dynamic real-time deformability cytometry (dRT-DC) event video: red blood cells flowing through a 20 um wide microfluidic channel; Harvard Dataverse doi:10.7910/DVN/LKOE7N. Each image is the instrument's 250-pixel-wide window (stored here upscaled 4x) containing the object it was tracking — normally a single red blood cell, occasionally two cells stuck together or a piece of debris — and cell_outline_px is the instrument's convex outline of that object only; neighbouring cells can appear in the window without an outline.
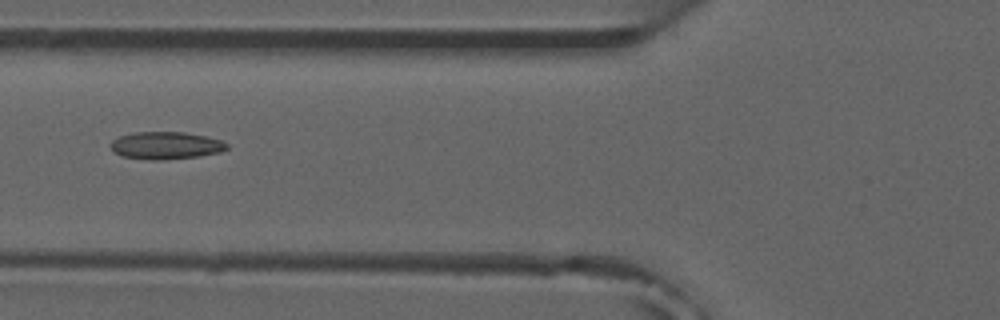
{"species": "common noctule bat (a hibernating species)", "species_latin": "Nyctalus noctula", "temperature_condition": "room temperature", "stored_images_in_passage": 3, "camera_frame_rate_fps": 3000, "um_per_image_px": 0.085, "animal": {"sex": "male", "forearm_length_mm": 52.5}, "frame": {"image": 1, "passage_image": 3, "time_ms": 2.333, "image_size_px": [1000, 320], "cell_outline_px": [[228, 148], [220, 152], [200, 156], [160, 160], [152, 160], [124, 156], [112, 152], [108, 144], [112, 140], [120, 136], [136, 132], [184, 132], [208, 136], [220, 140], [228, 144]], "centroid_in_image_um": [14.08, 12.36], "position_along_channel_um": 111.7, "area_um2": 18.67}}